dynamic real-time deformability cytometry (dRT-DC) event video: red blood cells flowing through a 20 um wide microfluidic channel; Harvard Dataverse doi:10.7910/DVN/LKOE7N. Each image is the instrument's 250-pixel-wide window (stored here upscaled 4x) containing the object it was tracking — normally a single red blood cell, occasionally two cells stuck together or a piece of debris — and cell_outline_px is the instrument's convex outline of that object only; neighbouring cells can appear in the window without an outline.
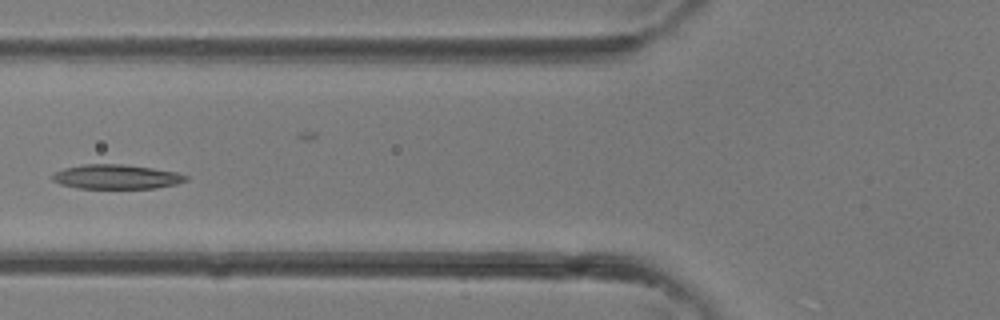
{"species": "common noctule bat (a hibernating species)", "species_latin": "Nyctalus noctula", "temperature_condition": "room temperature", "stored_images_in_passage": 5, "camera_frame_rate_fps": 3000, "um_per_image_px": 0.085, "animal": {"sex": "female"}, "frame": {"image": 1, "passage_image": 5, "time_ms": 1.333, "image_size_px": [1000, 320], "cell_outline_px": [[188, 180], [176, 184], [156, 188], [76, 188], [60, 184], [52, 180], [52, 176], [56, 172], [64, 168], [84, 164], [124, 164], [152, 168], [176, 172], [188, 176]], "centroid_in_image_um": [9.9, 15.02], "position_along_channel_um": 115.9, "area_um2": 18.96}}